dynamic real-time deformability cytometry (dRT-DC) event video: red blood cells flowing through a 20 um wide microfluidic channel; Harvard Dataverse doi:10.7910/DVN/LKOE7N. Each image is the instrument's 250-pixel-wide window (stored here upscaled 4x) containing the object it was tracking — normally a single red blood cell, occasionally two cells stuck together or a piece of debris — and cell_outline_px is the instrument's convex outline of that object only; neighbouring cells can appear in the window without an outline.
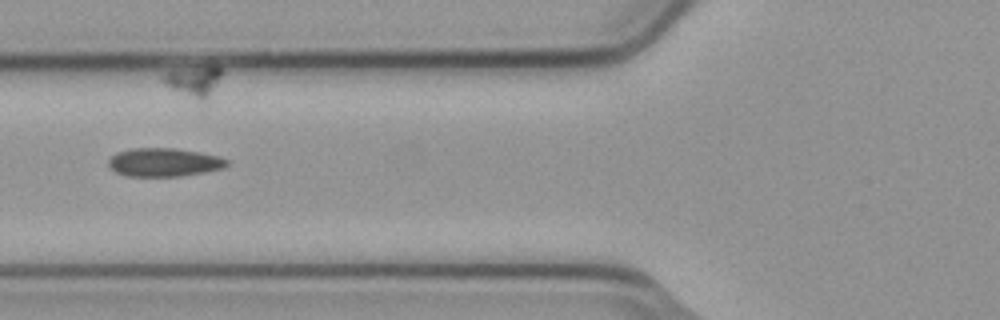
{"species": "common noctule bat (a hibernating species)", "species_latin": "Nyctalus noctula", "temperature_condition": "cold", "stored_images_in_passage": 15, "segment_of_instrument_passage": [1, 2], "camera_frame_rate_fps": 3000, "um_per_image_px": 0.085, "animal": {"sex": "male", "body_mass_g": 23.1, "forearm_length_mm": 52.7}, "frame": {"image": 1, "passage_image": 7, "time_ms": 2.0, "image_size_px": [1000, 320], "cell_outline_px": [[228, 164], [224, 168], [204, 172], [180, 176], [128, 176], [116, 172], [108, 164], [108, 160], [116, 152], [132, 148], [172, 148], [196, 152], [216, 156], [228, 160]], "centroid_in_image_um": [13.91, 13.8], "position_along_channel_um": 111.9, "area_um2": 19.36}}